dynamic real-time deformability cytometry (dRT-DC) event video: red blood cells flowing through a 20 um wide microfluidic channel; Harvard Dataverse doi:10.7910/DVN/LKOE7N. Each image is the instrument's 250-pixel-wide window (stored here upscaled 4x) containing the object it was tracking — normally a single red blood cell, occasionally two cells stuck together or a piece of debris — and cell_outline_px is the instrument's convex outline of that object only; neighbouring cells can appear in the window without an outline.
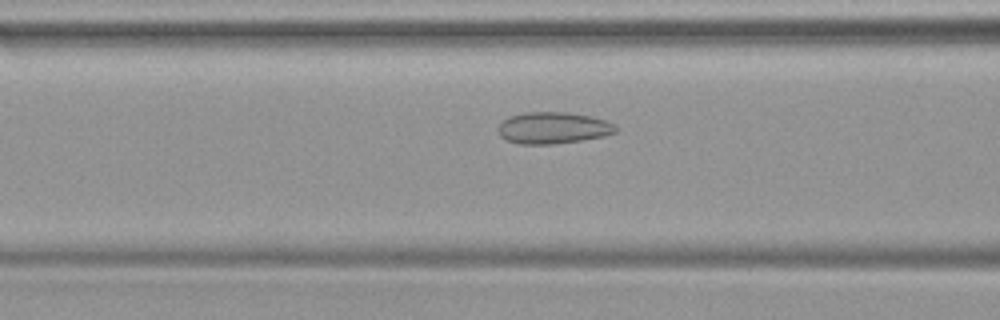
{"species": "common noctule bat (a hibernating species)", "species_latin": "Nyctalus noctula", "temperature_condition": "warm", "stored_images_in_passage": 48, "camera_frame_rate_fps": 3000, "um_per_image_px": 0.085, "animal": {"sex": "female", "body_mass_g": 19.9}, "frame": {"image": 1, "passage_image": 19, "time_ms": 6.0, "image_size_px": [1000, 320], "cell_outline_px": [[616, 132], [604, 136], [580, 140], [552, 144], [520, 144], [508, 140], [500, 136], [500, 124], [508, 116], [524, 112], [568, 112], [592, 116], [616, 124]], "centroid_in_image_um": [47.03, 10.86], "position_along_channel_um": 119.6, "area_um2": 21.56}}
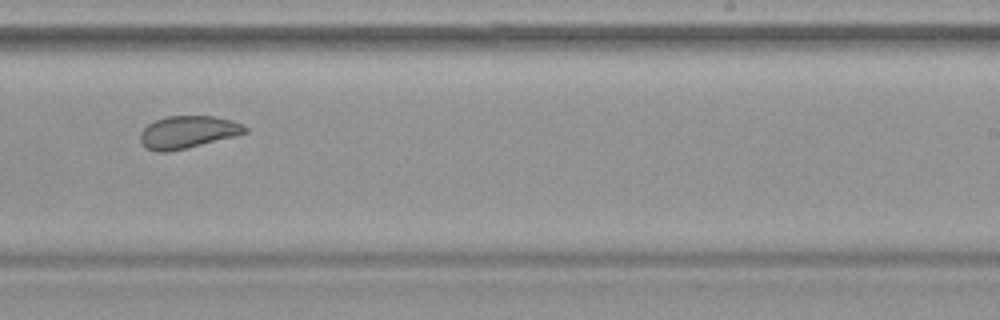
{"frame": {"image": 2, "passage_image": 30, "time_ms": 9.667, "image_size_px": [1000, 320], "cell_outline_px": [[248, 132], [236, 136], [188, 148], [168, 152], [156, 152], [144, 148], [140, 140], [140, 132], [148, 124], [164, 116], [216, 116], [232, 120], [244, 124], [248, 128]], "centroid_in_image_um": [15.97, 11.23], "position_along_channel_um": 273.0, "area_um2": 20.17}}
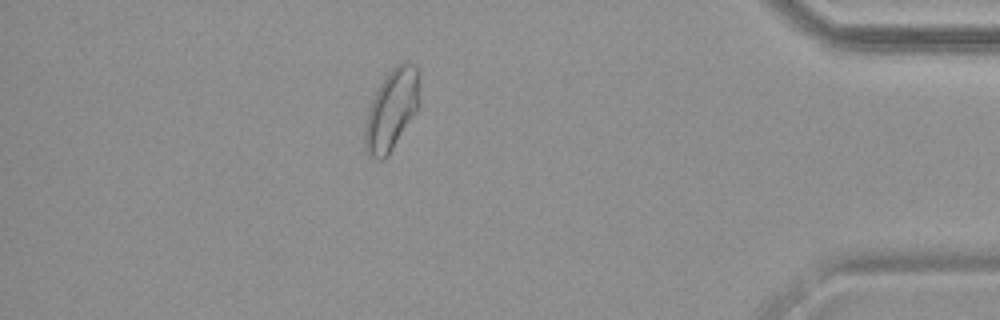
{"frame": {"image": 3, "passage_image": 42, "time_ms": 13.667, "image_size_px": [1000, 320], "cell_outline_px": [[420, 76], [416, 112], [388, 156], [384, 160], [376, 160], [368, 156], [364, 152], [364, 132], [368, 112], [372, 100], [380, 84], [388, 72], [396, 64], [404, 60], [408, 60], [416, 64]], "centroid_in_image_um": [33.28, 9.33], "position_along_channel_um": 401.9, "area_um2": 25.95}}